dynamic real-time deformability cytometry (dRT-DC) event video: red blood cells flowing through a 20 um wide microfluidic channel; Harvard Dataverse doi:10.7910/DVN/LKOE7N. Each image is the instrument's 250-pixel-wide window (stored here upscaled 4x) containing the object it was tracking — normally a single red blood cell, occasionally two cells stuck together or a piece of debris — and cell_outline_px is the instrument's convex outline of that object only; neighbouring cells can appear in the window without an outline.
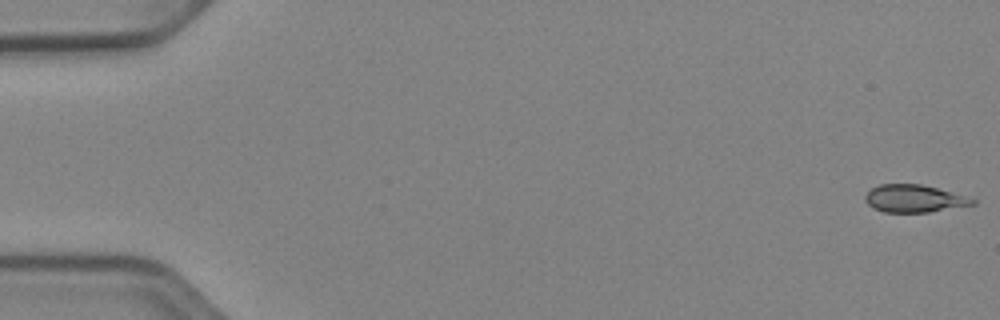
{"species": "Egyptian fruit bat (a non-hibernating species)", "species_latin": "Rousettus aegyptiacus", "temperature_condition": "cold", "stored_images_in_passage": 52, "camera_frame_rate_fps": 3000, "um_per_image_px": 0.085, "animal": {"sex": "female"}, "frame": {"image": 1, "passage_image": 1, "time_ms": 0.0, "image_size_px": [1000, 320], "cell_outline_px": [[976, 204], [928, 212], [884, 212], [872, 208], [864, 200], [864, 196], [872, 188], [880, 184], [920, 184], [936, 188], [976, 200]], "centroid_in_image_um": [77.64, 16.88], "position_along_channel_um": 7.4, "area_um2": 16.94}}
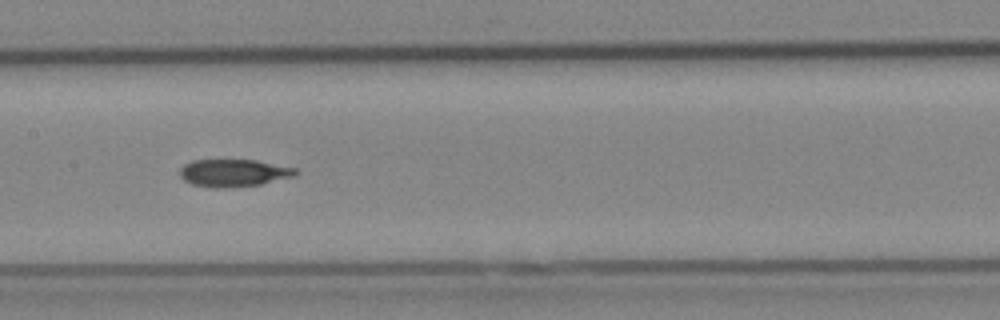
{"frame": {"image": 2, "passage_image": 27, "time_ms": 8.667, "image_size_px": [1000, 320], "cell_outline_px": [[296, 176], [260, 184], [224, 188], [212, 188], [192, 184], [184, 180], [180, 176], [180, 168], [184, 164], [192, 160], [256, 160], [296, 168]], "centroid_in_image_um": [19.84, 14.7], "position_along_channel_um": 187.6, "area_um2": 18.5}}
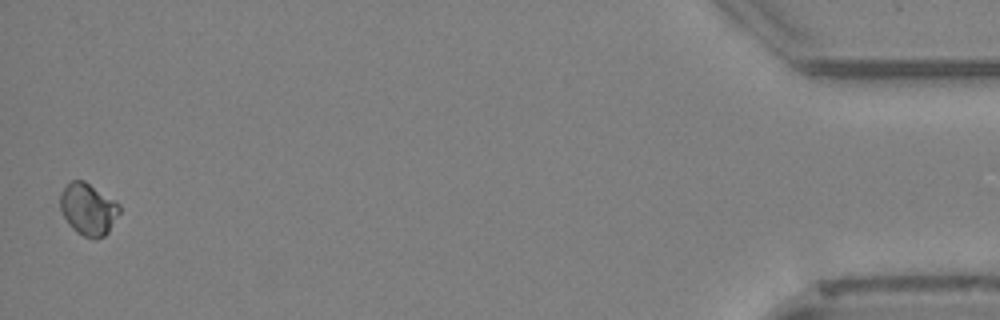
{"frame": {"image": 3, "passage_image": 52, "time_ms": 17.0, "image_size_px": [1000, 320], "cell_outline_px": [[120, 212], [108, 232], [104, 236], [96, 240], [84, 236], [76, 232], [68, 224], [60, 208], [60, 192], [72, 180], [84, 180], [120, 204]], "centroid_in_image_um": [7.5, 17.79], "position_along_channel_um": 427.7, "area_um2": 17.92}, "authors_computed_cell_mechanics": {"area_um2": 18.1781, "velocity_mm_per_s": 3.9222, "shape_relaxation_time_tau1_ms": 4.8135, "shape_relaxation_time_tau2_ms": null, "deformation_change_tau1": 0.0886, "deformation_change_tau2": null}}